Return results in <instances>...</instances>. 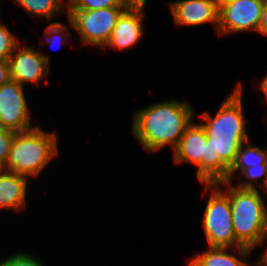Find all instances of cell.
<instances>
[{"label": "cell", "instance_id": "6da1fadb", "mask_svg": "<svg viewBox=\"0 0 267 266\" xmlns=\"http://www.w3.org/2000/svg\"><path fill=\"white\" fill-rule=\"evenodd\" d=\"M232 88L227 97L219 103L214 115L208 110L201 114L195 111V119H199L198 122L207 135L206 158H203V184L224 181L240 148L252 139L247 128L250 121L244 110L243 82L236 81Z\"/></svg>", "mask_w": 267, "mask_h": 266}, {"label": "cell", "instance_id": "7a4b0ae2", "mask_svg": "<svg viewBox=\"0 0 267 266\" xmlns=\"http://www.w3.org/2000/svg\"><path fill=\"white\" fill-rule=\"evenodd\" d=\"M193 106L187 99L148 102L132 112L130 133L146 155L164 151L167 146L173 152L195 118Z\"/></svg>", "mask_w": 267, "mask_h": 266}, {"label": "cell", "instance_id": "3957f363", "mask_svg": "<svg viewBox=\"0 0 267 266\" xmlns=\"http://www.w3.org/2000/svg\"><path fill=\"white\" fill-rule=\"evenodd\" d=\"M44 129L39 123L28 131L15 132L5 171L27 176L34 181L54 163L61 154L59 134Z\"/></svg>", "mask_w": 267, "mask_h": 266}, {"label": "cell", "instance_id": "277c9868", "mask_svg": "<svg viewBox=\"0 0 267 266\" xmlns=\"http://www.w3.org/2000/svg\"><path fill=\"white\" fill-rule=\"evenodd\" d=\"M228 196L236 241L254 251L260 246L267 230V201L257 189H243L229 181L216 183Z\"/></svg>", "mask_w": 267, "mask_h": 266}, {"label": "cell", "instance_id": "5b68a950", "mask_svg": "<svg viewBox=\"0 0 267 266\" xmlns=\"http://www.w3.org/2000/svg\"><path fill=\"white\" fill-rule=\"evenodd\" d=\"M202 195L207 199L201 215L203 229L208 247L237 248L241 245L236 241L229 196L216 184H202Z\"/></svg>", "mask_w": 267, "mask_h": 266}, {"label": "cell", "instance_id": "8992f818", "mask_svg": "<svg viewBox=\"0 0 267 266\" xmlns=\"http://www.w3.org/2000/svg\"><path fill=\"white\" fill-rule=\"evenodd\" d=\"M127 7H109L95 10H67L79 45L101 51L109 41L117 19Z\"/></svg>", "mask_w": 267, "mask_h": 266}, {"label": "cell", "instance_id": "52a82bcc", "mask_svg": "<svg viewBox=\"0 0 267 266\" xmlns=\"http://www.w3.org/2000/svg\"><path fill=\"white\" fill-rule=\"evenodd\" d=\"M22 44V45H21ZM51 55L42 49L22 41L8 58L10 78L26 87L40 86L48 80L51 71Z\"/></svg>", "mask_w": 267, "mask_h": 266}, {"label": "cell", "instance_id": "ba28073f", "mask_svg": "<svg viewBox=\"0 0 267 266\" xmlns=\"http://www.w3.org/2000/svg\"><path fill=\"white\" fill-rule=\"evenodd\" d=\"M264 0H233L219 7L217 36L221 39L257 33Z\"/></svg>", "mask_w": 267, "mask_h": 266}, {"label": "cell", "instance_id": "9c48e42d", "mask_svg": "<svg viewBox=\"0 0 267 266\" xmlns=\"http://www.w3.org/2000/svg\"><path fill=\"white\" fill-rule=\"evenodd\" d=\"M26 87L9 80L0 87V127L24 132L38 126L33 123V107L28 102Z\"/></svg>", "mask_w": 267, "mask_h": 266}, {"label": "cell", "instance_id": "30bf717a", "mask_svg": "<svg viewBox=\"0 0 267 266\" xmlns=\"http://www.w3.org/2000/svg\"><path fill=\"white\" fill-rule=\"evenodd\" d=\"M167 7L176 28L208 24L217 35L219 8L214 0H169Z\"/></svg>", "mask_w": 267, "mask_h": 266}, {"label": "cell", "instance_id": "8fae6325", "mask_svg": "<svg viewBox=\"0 0 267 266\" xmlns=\"http://www.w3.org/2000/svg\"><path fill=\"white\" fill-rule=\"evenodd\" d=\"M145 8H127L117 19L111 37L101 50L124 51L134 49L143 41L146 32Z\"/></svg>", "mask_w": 267, "mask_h": 266}, {"label": "cell", "instance_id": "7c38bea8", "mask_svg": "<svg viewBox=\"0 0 267 266\" xmlns=\"http://www.w3.org/2000/svg\"><path fill=\"white\" fill-rule=\"evenodd\" d=\"M207 135L197 119L186 127L178 146L172 152V161L180 166L191 164L199 184H203V158H206Z\"/></svg>", "mask_w": 267, "mask_h": 266}, {"label": "cell", "instance_id": "4fadbf2b", "mask_svg": "<svg viewBox=\"0 0 267 266\" xmlns=\"http://www.w3.org/2000/svg\"><path fill=\"white\" fill-rule=\"evenodd\" d=\"M30 183L33 182L27 176L0 170V212H25L29 203Z\"/></svg>", "mask_w": 267, "mask_h": 266}, {"label": "cell", "instance_id": "5bb4252c", "mask_svg": "<svg viewBox=\"0 0 267 266\" xmlns=\"http://www.w3.org/2000/svg\"><path fill=\"white\" fill-rule=\"evenodd\" d=\"M206 247L202 252L193 254L186 266H252L254 263L251 256L255 253L250 248Z\"/></svg>", "mask_w": 267, "mask_h": 266}, {"label": "cell", "instance_id": "9a60e30c", "mask_svg": "<svg viewBox=\"0 0 267 266\" xmlns=\"http://www.w3.org/2000/svg\"><path fill=\"white\" fill-rule=\"evenodd\" d=\"M14 2L26 13V16L36 18L47 23L58 22L54 20L62 16L67 18V4L63 0H9Z\"/></svg>", "mask_w": 267, "mask_h": 266}, {"label": "cell", "instance_id": "2e32d148", "mask_svg": "<svg viewBox=\"0 0 267 266\" xmlns=\"http://www.w3.org/2000/svg\"><path fill=\"white\" fill-rule=\"evenodd\" d=\"M252 139L245 142L240 148L235 163L229 170L228 176L224 181L233 180L245 169L252 166L267 164V146L253 144Z\"/></svg>", "mask_w": 267, "mask_h": 266}, {"label": "cell", "instance_id": "e0dca14e", "mask_svg": "<svg viewBox=\"0 0 267 266\" xmlns=\"http://www.w3.org/2000/svg\"><path fill=\"white\" fill-rule=\"evenodd\" d=\"M66 20L69 23L67 25L66 23L62 22V20L53 23H46L43 32L44 38L41 37V41L39 40L38 42L39 47L42 46L41 48L43 49V47L49 46L53 50H58L63 45L72 46L74 43V38L77 39V37H73V34L71 33L73 30L72 22L68 18Z\"/></svg>", "mask_w": 267, "mask_h": 266}, {"label": "cell", "instance_id": "ac0fdd59", "mask_svg": "<svg viewBox=\"0 0 267 266\" xmlns=\"http://www.w3.org/2000/svg\"><path fill=\"white\" fill-rule=\"evenodd\" d=\"M231 183L243 189L264 191L267 187V164L245 168Z\"/></svg>", "mask_w": 267, "mask_h": 266}, {"label": "cell", "instance_id": "d6986e66", "mask_svg": "<svg viewBox=\"0 0 267 266\" xmlns=\"http://www.w3.org/2000/svg\"><path fill=\"white\" fill-rule=\"evenodd\" d=\"M0 266H46L42 258H39L38 254L30 252L27 249L14 250L13 253H9L3 256L0 260Z\"/></svg>", "mask_w": 267, "mask_h": 266}, {"label": "cell", "instance_id": "ffe728a7", "mask_svg": "<svg viewBox=\"0 0 267 266\" xmlns=\"http://www.w3.org/2000/svg\"><path fill=\"white\" fill-rule=\"evenodd\" d=\"M20 43L18 35L11 31L6 22L2 21L0 23V59L7 61Z\"/></svg>", "mask_w": 267, "mask_h": 266}, {"label": "cell", "instance_id": "44dd1931", "mask_svg": "<svg viewBox=\"0 0 267 266\" xmlns=\"http://www.w3.org/2000/svg\"><path fill=\"white\" fill-rule=\"evenodd\" d=\"M109 7H126L120 0H71L67 10H95Z\"/></svg>", "mask_w": 267, "mask_h": 266}, {"label": "cell", "instance_id": "7402d4cb", "mask_svg": "<svg viewBox=\"0 0 267 266\" xmlns=\"http://www.w3.org/2000/svg\"><path fill=\"white\" fill-rule=\"evenodd\" d=\"M14 134V131L0 127V170H4L7 164Z\"/></svg>", "mask_w": 267, "mask_h": 266}, {"label": "cell", "instance_id": "603a6c76", "mask_svg": "<svg viewBox=\"0 0 267 266\" xmlns=\"http://www.w3.org/2000/svg\"><path fill=\"white\" fill-rule=\"evenodd\" d=\"M260 254L257 256V259H254L255 264H267V230L266 233L263 236L262 242L260 246ZM263 248V249H262Z\"/></svg>", "mask_w": 267, "mask_h": 266}, {"label": "cell", "instance_id": "cb8c5ba5", "mask_svg": "<svg viewBox=\"0 0 267 266\" xmlns=\"http://www.w3.org/2000/svg\"><path fill=\"white\" fill-rule=\"evenodd\" d=\"M258 34L267 39V0H264Z\"/></svg>", "mask_w": 267, "mask_h": 266}, {"label": "cell", "instance_id": "d4e9b609", "mask_svg": "<svg viewBox=\"0 0 267 266\" xmlns=\"http://www.w3.org/2000/svg\"><path fill=\"white\" fill-rule=\"evenodd\" d=\"M8 61L0 59V87L10 80Z\"/></svg>", "mask_w": 267, "mask_h": 266}, {"label": "cell", "instance_id": "484cf974", "mask_svg": "<svg viewBox=\"0 0 267 266\" xmlns=\"http://www.w3.org/2000/svg\"><path fill=\"white\" fill-rule=\"evenodd\" d=\"M257 91L260 92L258 95H262L261 100L264 99V103L267 105V71L261 76L260 82L256 83ZM267 107V106H266Z\"/></svg>", "mask_w": 267, "mask_h": 266}, {"label": "cell", "instance_id": "4316f807", "mask_svg": "<svg viewBox=\"0 0 267 266\" xmlns=\"http://www.w3.org/2000/svg\"><path fill=\"white\" fill-rule=\"evenodd\" d=\"M127 8H148V0H120ZM147 6V7H146Z\"/></svg>", "mask_w": 267, "mask_h": 266}, {"label": "cell", "instance_id": "83f0119b", "mask_svg": "<svg viewBox=\"0 0 267 266\" xmlns=\"http://www.w3.org/2000/svg\"><path fill=\"white\" fill-rule=\"evenodd\" d=\"M214 1H215L216 5L219 8L221 5H223V4L227 3V2L233 1V0H214Z\"/></svg>", "mask_w": 267, "mask_h": 266}, {"label": "cell", "instance_id": "f1b7e54d", "mask_svg": "<svg viewBox=\"0 0 267 266\" xmlns=\"http://www.w3.org/2000/svg\"><path fill=\"white\" fill-rule=\"evenodd\" d=\"M0 3H1V2H0ZM0 6H1V5H0ZM1 8H2V7H0V23L3 21V19H2L3 16H2Z\"/></svg>", "mask_w": 267, "mask_h": 266}, {"label": "cell", "instance_id": "f546056e", "mask_svg": "<svg viewBox=\"0 0 267 266\" xmlns=\"http://www.w3.org/2000/svg\"><path fill=\"white\" fill-rule=\"evenodd\" d=\"M67 5L71 2V0H63Z\"/></svg>", "mask_w": 267, "mask_h": 266}, {"label": "cell", "instance_id": "4dcf8cb0", "mask_svg": "<svg viewBox=\"0 0 267 266\" xmlns=\"http://www.w3.org/2000/svg\"><path fill=\"white\" fill-rule=\"evenodd\" d=\"M264 193H265V197H267V187H266V189L264 190ZM266 201H267V198H266Z\"/></svg>", "mask_w": 267, "mask_h": 266}, {"label": "cell", "instance_id": "1f68e13d", "mask_svg": "<svg viewBox=\"0 0 267 266\" xmlns=\"http://www.w3.org/2000/svg\"><path fill=\"white\" fill-rule=\"evenodd\" d=\"M257 266H267V264H256Z\"/></svg>", "mask_w": 267, "mask_h": 266}]
</instances>
